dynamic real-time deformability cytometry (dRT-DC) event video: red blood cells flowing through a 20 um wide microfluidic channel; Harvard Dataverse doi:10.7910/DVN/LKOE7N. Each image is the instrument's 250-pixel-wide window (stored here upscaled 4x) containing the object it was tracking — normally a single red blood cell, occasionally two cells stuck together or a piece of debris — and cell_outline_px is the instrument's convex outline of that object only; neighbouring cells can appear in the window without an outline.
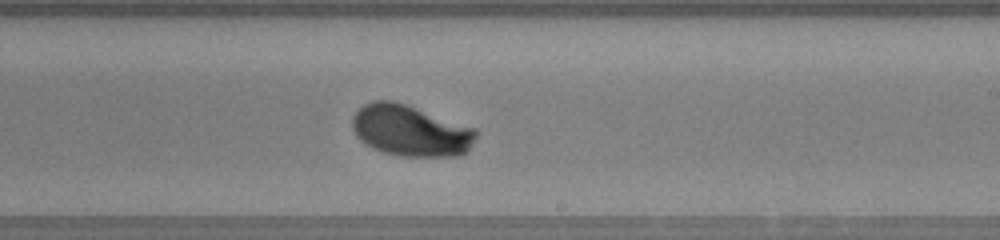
{"species": "human", "species_latin": "Homo sapiens", "temperature_condition": "warm", "stored_images_in_passage": 40, "camera_frame_rate_fps": 3000, "um_per_image_px": 0.085, "donor": {"sex": "female"}, "frame": {"image": 1, "passage_image": 23, "time_ms": 7.333, "image_size_px": [1000, 240], "cell_outline_px": [[476, 136], [468, 152], [456, 156], [400, 156], [384, 152], [372, 148], [360, 140], [356, 136], [352, 128], [352, 116], [364, 104], [372, 100], [392, 100], [476, 128]], "centroid_in_image_um": [34.87, 11.11], "position_along_channel_um": 254.1, "area_um2": 36.82}, "authors_computed_cell_mechanics": {"area_um2": 36.5296, "velocity_mm_per_s": 4.133, "shape_relaxation_time_tau1_ms": 2.0156, "shape_relaxation_time_tau2_ms": null, "deformation_change_tau1": 0.1481, "deformation_change_tau2": null}}